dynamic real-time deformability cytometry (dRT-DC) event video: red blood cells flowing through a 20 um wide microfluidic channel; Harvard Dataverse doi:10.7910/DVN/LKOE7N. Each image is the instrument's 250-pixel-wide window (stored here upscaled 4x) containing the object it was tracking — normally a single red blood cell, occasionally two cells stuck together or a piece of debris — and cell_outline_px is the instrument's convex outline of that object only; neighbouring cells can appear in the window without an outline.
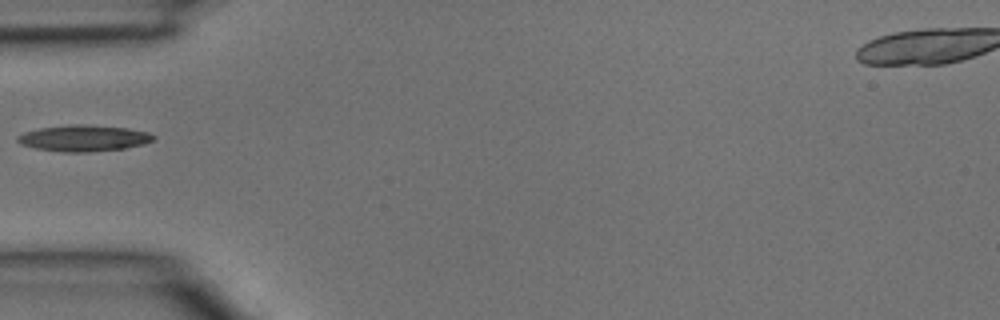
{"species": "common noctule bat (a hibernating species)", "species_latin": "Nyctalus noctula", "temperature_condition": "room temperature", "stored_images_in_passage": 3, "camera_frame_rate_fps": 3000, "um_per_image_px": 0.085, "animal": {"sex": "male", "body_mass_g": 15.6}, "frame": {"image": 1, "passage_image": 3, "time_ms": 0.667, "image_size_px": [1000, 320], "cell_outline_px": [[156, 140], [144, 144], [124, 148], [88, 152], [64, 152], [36, 148], [20, 144], [16, 140], [16, 136], [24, 132], [40, 128], [68, 124], [80, 124], [128, 128], [148, 132], [156, 136]], "centroid_in_image_um": [7.12, 11.74], "position_along_channel_um": 77.9, "area_um2": 20.87}}